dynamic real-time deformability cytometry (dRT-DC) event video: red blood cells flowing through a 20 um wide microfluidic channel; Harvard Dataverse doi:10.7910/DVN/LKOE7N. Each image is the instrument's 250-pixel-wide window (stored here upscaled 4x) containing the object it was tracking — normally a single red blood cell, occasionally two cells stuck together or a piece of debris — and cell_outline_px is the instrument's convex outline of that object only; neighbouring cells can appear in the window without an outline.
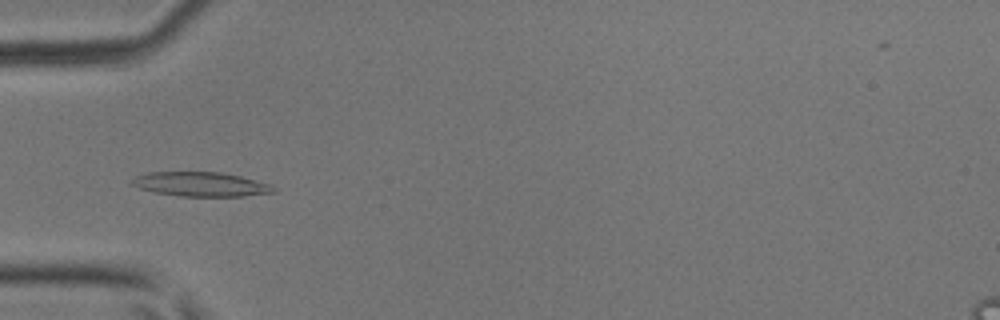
{"species": "common noctule bat (a hibernating species)", "species_latin": "Nyctalus noctula", "temperature_condition": "room temperature", "stored_images_in_passage": 7, "camera_frame_rate_fps": 3000, "um_per_image_px": 0.085, "animal": {"sex": "male", "body_mass_g": 17.9, "forearm_length_mm": 54.2}, "frame": {"image": 1, "passage_image": 6, "time_ms": 5.0, "image_size_px": [1000, 320], "cell_outline_px": [[276, 192], [244, 196], [180, 196], [156, 192], [140, 188], [132, 184], [128, 180], [136, 176], [148, 172], [220, 172], [240, 176], [272, 184], [276, 188]], "centroid_in_image_um": [17.09, 15.65], "position_along_channel_um": 67.9, "area_um2": 20.11}}
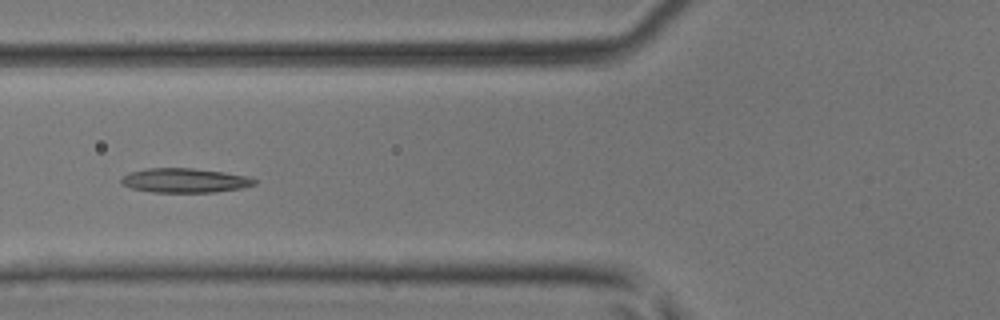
{"frame": {"image": 2, "passage_image": 7, "time_ms": 6.0, "image_size_px": [1000, 320], "cell_outline_px": [[256, 184], [240, 188], [212, 192], [152, 192], [132, 188], [120, 184], [120, 180], [128, 172], [144, 168], [192, 168], [224, 172], [248, 176], [256, 180]], "centroid_in_image_um": [15.66, 15.33], "position_along_channel_um": 110.1, "area_um2": 18.9}}